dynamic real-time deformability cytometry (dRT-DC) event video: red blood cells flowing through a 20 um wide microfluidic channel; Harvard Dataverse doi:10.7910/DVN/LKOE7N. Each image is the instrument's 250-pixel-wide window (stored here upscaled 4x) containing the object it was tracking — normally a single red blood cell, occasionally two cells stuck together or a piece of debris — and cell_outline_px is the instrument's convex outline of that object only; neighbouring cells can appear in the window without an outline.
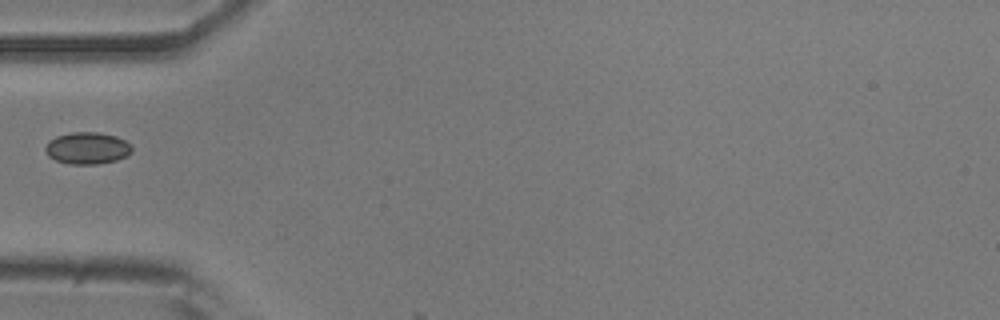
{"species": "common noctule bat (a hibernating species)", "species_latin": "Nyctalus noctula", "temperature_condition": "room temperature", "stored_images_in_passage": 37, "camera_frame_rate_fps": 3000, "um_per_image_px": 0.085, "animal": {"sex": "male", "body_mass_g": 20.5, "forearm_length_mm": 52.5}, "frame": {"image": 1, "passage_image": 1, "time_ms": 0.0, "image_size_px": [1000, 320], "cell_outline_px": [[132, 152], [116, 160], [96, 164], [72, 164], [56, 160], [48, 156], [44, 148], [48, 140], [56, 136], [72, 132], [100, 132], [116, 136], [124, 140], [132, 148]], "centroid_in_image_um": [7.38, 12.58], "position_along_channel_um": 77.6, "area_um2": 16.01}}
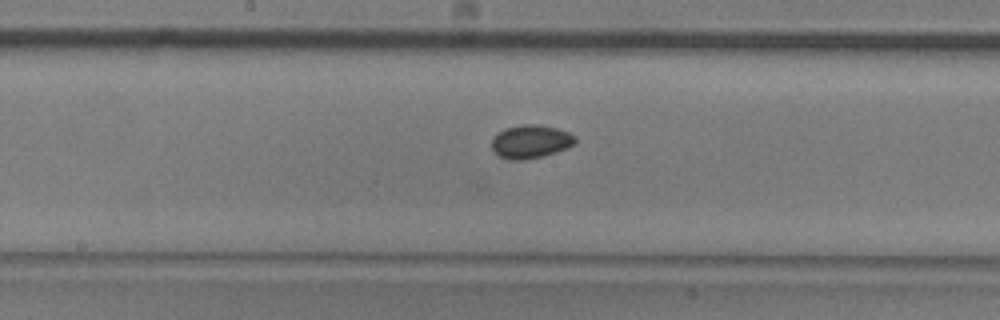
{"frame": {"image": 2, "passage_image": 11, "time_ms": 3.333, "image_size_px": [1000, 320], "cell_outline_px": [[576, 140], [568, 148], [544, 156], [524, 160], [512, 160], [500, 156], [492, 148], [492, 136], [504, 128], [520, 124], [536, 124], [556, 128], [568, 132], [576, 136]], "centroid_in_image_um": [45.09, 12.02], "position_along_channel_um": 203.1, "area_um2": 16.3}}
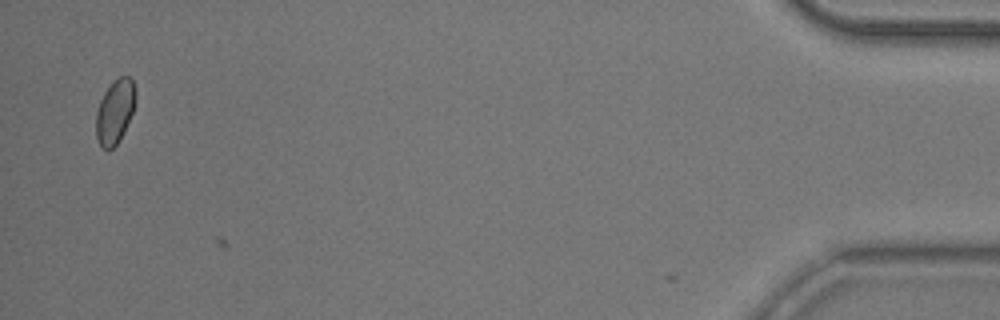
{"frame": {"image": 3, "passage_image": 36, "time_ms": 11.667, "image_size_px": [1000, 320], "cell_outline_px": [[136, 100], [132, 112], [120, 140], [108, 152], [100, 144], [96, 136], [96, 112], [100, 100], [104, 92], [120, 76], [128, 76], [132, 80], [136, 88]], "centroid_in_image_um": [9.77, 9.49], "position_along_channel_um": 425.4, "area_um2": 14.62}}